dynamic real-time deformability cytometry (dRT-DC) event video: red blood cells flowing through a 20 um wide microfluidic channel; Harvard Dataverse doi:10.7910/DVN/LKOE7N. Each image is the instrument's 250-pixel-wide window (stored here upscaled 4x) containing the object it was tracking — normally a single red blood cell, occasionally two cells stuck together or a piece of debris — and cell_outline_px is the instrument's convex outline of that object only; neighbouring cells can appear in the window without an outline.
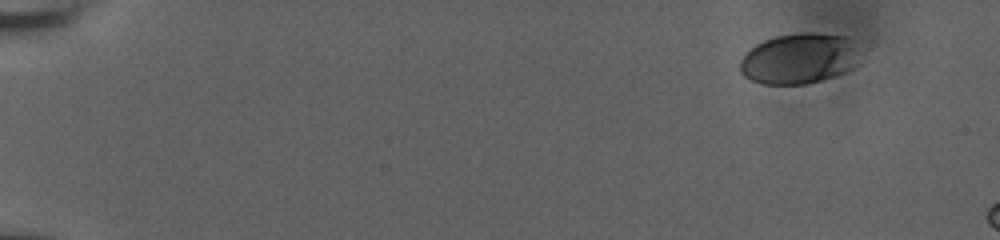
{"species": "human", "species_latin": "Homo sapiens", "temperature_condition": "room temperature", "stored_images_in_passage": 12, "camera_frame_rate_fps": 3000, "um_per_image_px": 0.085, "donor": {"sex": "male"}, "frame": {"image": 1, "passage_image": 1, "time_ms": 0.0, "image_size_px": [1000, 240], "cell_outline_px": [[860, 64], [844, 72], [808, 84], [764, 84], [752, 80], [744, 76], [740, 72], [740, 60], [756, 44], [764, 40], [776, 36], [804, 32], [812, 32], [848, 36]], "centroid_in_image_um": [67.9, 4.98], "position_along_channel_um": 17.1, "area_um2": 34.97}}